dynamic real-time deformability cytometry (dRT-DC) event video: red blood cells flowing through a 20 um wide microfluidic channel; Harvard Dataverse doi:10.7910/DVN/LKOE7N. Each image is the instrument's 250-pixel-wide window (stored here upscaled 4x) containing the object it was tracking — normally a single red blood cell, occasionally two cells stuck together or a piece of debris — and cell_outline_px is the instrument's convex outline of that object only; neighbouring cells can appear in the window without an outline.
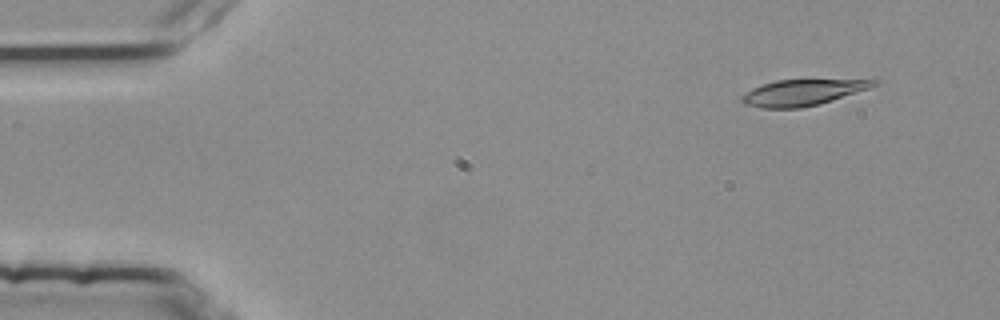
{"species": "common noctule bat (a hibernating species)", "species_latin": "Nyctalus noctula", "temperature_condition": "room temperature", "stored_images_in_passage": 5, "camera_frame_rate_fps": 3000, "um_per_image_px": 0.085, "animal": {"sex": "female", "body_mass_g": 25.1}, "frame": {"image": 1, "passage_image": 1, "time_ms": 0.0, "image_size_px": [1000, 320], "cell_outline_px": [[880, 80], [876, 84], [868, 88], [820, 104], [800, 108], [760, 108], [744, 104], [740, 100], [740, 96], [752, 88], [776, 80]], "centroid_in_image_um": [68.13, 7.88], "position_along_channel_um": 16.9, "area_um2": 19.71}}
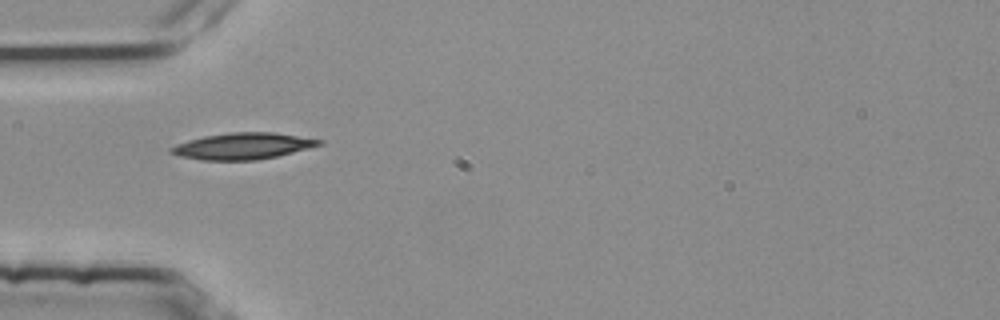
{"frame": {"image": 2, "passage_image": 4, "time_ms": 1.0, "image_size_px": [1000, 320], "cell_outline_px": [[324, 144], [276, 156], [256, 160], [200, 160], [180, 156], [168, 152], [168, 148], [176, 144], [188, 140], [204, 136], [228, 132], [272, 132], [324, 140]], "centroid_in_image_um": [20.6, 12.41], "position_along_channel_um": 64.4, "area_um2": 22.77}}